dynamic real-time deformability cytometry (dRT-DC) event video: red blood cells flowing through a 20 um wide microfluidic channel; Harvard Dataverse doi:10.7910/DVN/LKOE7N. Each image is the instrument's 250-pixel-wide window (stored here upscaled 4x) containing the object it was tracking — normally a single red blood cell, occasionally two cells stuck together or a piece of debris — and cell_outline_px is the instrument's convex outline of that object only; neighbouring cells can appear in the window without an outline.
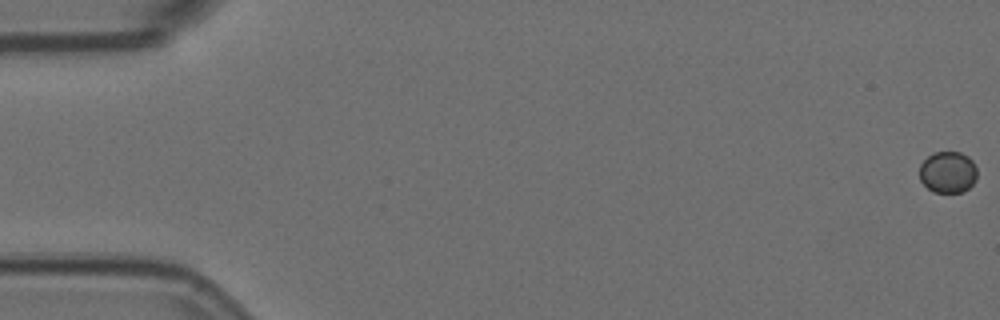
{"species": "Egyptian fruit bat (a non-hibernating species)", "species_latin": "Rousettus aegyptiacus", "temperature_condition": "room temperature", "stored_images_in_passage": 6, "camera_frame_rate_fps": 3000, "um_per_image_px": 0.085, "animal": {"sex": "female"}, "frame": {"image": 1, "passage_image": 1, "time_ms": 0.0, "image_size_px": [1000, 320], "cell_outline_px": [[976, 180], [964, 192], [932, 192], [920, 180], [920, 164], [932, 152], [960, 152], [968, 156], [972, 160], [976, 168]], "centroid_in_image_um": [80.57, 14.63], "position_along_channel_um": 4.4, "area_um2": 13.99}}
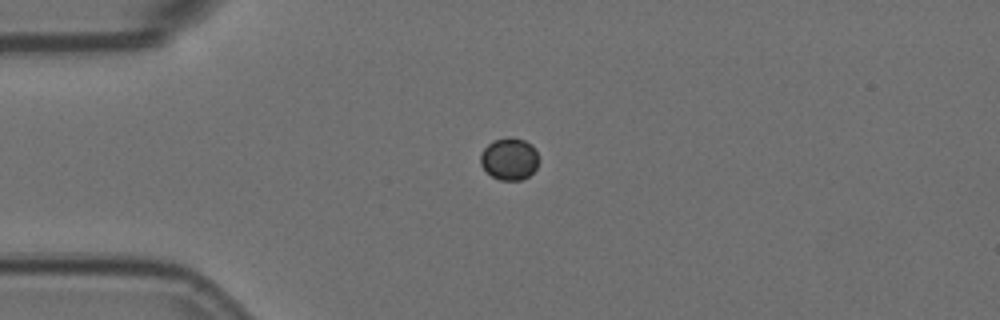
{"frame": {"image": 2, "passage_image": 5, "time_ms": 1.333, "image_size_px": [1000, 320], "cell_outline_px": [[540, 160], [536, 168], [528, 176], [520, 180], [500, 180], [492, 176], [480, 164], [480, 156], [484, 148], [488, 144], [496, 140], [508, 136], [524, 140], [532, 144]], "centroid_in_image_um": [43.31, 13.5], "position_along_channel_um": 41.7, "area_um2": 14.28}}